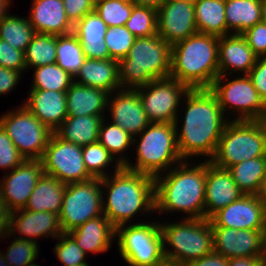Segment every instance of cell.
<instances>
[{
    "mask_svg": "<svg viewBox=\"0 0 266 266\" xmlns=\"http://www.w3.org/2000/svg\"><path fill=\"white\" fill-rule=\"evenodd\" d=\"M182 100L186 101V112L181 129H178L179 120L174 122L180 156L190 161L191 157L204 156L210 161L229 116L222 112L217 97L209 88L190 89Z\"/></svg>",
    "mask_w": 266,
    "mask_h": 266,
    "instance_id": "cell-1",
    "label": "cell"
},
{
    "mask_svg": "<svg viewBox=\"0 0 266 266\" xmlns=\"http://www.w3.org/2000/svg\"><path fill=\"white\" fill-rule=\"evenodd\" d=\"M164 175V177H163ZM206 160L192 167L188 160L154 177L155 212H183L185 219H204Z\"/></svg>",
    "mask_w": 266,
    "mask_h": 266,
    "instance_id": "cell-2",
    "label": "cell"
},
{
    "mask_svg": "<svg viewBox=\"0 0 266 266\" xmlns=\"http://www.w3.org/2000/svg\"><path fill=\"white\" fill-rule=\"evenodd\" d=\"M114 168L113 174L101 178V187H106L108 192L106 199L102 190L103 214L117 228L130 223L139 212L148 214L155 211V197L154 177L128 170L123 166Z\"/></svg>",
    "mask_w": 266,
    "mask_h": 266,
    "instance_id": "cell-3",
    "label": "cell"
},
{
    "mask_svg": "<svg viewBox=\"0 0 266 266\" xmlns=\"http://www.w3.org/2000/svg\"><path fill=\"white\" fill-rule=\"evenodd\" d=\"M219 37L197 32L171 47L170 77L190 89L210 88L219 75Z\"/></svg>",
    "mask_w": 266,
    "mask_h": 266,
    "instance_id": "cell-4",
    "label": "cell"
},
{
    "mask_svg": "<svg viewBox=\"0 0 266 266\" xmlns=\"http://www.w3.org/2000/svg\"><path fill=\"white\" fill-rule=\"evenodd\" d=\"M171 45L158 34L135 38L127 56L118 61L121 89L136 90L170 76Z\"/></svg>",
    "mask_w": 266,
    "mask_h": 266,
    "instance_id": "cell-5",
    "label": "cell"
},
{
    "mask_svg": "<svg viewBox=\"0 0 266 266\" xmlns=\"http://www.w3.org/2000/svg\"><path fill=\"white\" fill-rule=\"evenodd\" d=\"M137 137L140 141L133 138V144H137L136 162L127 161L123 166L126 169L156 177L183 161L174 123H150Z\"/></svg>",
    "mask_w": 266,
    "mask_h": 266,
    "instance_id": "cell-6",
    "label": "cell"
},
{
    "mask_svg": "<svg viewBox=\"0 0 266 266\" xmlns=\"http://www.w3.org/2000/svg\"><path fill=\"white\" fill-rule=\"evenodd\" d=\"M181 221L176 223L161 222L160 227L163 235L165 259L184 266L188 262L213 252L214 243L212 225L209 219L183 218ZM167 246L172 248L166 249Z\"/></svg>",
    "mask_w": 266,
    "mask_h": 266,
    "instance_id": "cell-7",
    "label": "cell"
},
{
    "mask_svg": "<svg viewBox=\"0 0 266 266\" xmlns=\"http://www.w3.org/2000/svg\"><path fill=\"white\" fill-rule=\"evenodd\" d=\"M266 156V120L229 121L210 160L216 167H229L251 158Z\"/></svg>",
    "mask_w": 266,
    "mask_h": 266,
    "instance_id": "cell-8",
    "label": "cell"
},
{
    "mask_svg": "<svg viewBox=\"0 0 266 266\" xmlns=\"http://www.w3.org/2000/svg\"><path fill=\"white\" fill-rule=\"evenodd\" d=\"M148 221L116 228L120 256L130 266H156L165 260L160 221Z\"/></svg>",
    "mask_w": 266,
    "mask_h": 266,
    "instance_id": "cell-9",
    "label": "cell"
},
{
    "mask_svg": "<svg viewBox=\"0 0 266 266\" xmlns=\"http://www.w3.org/2000/svg\"><path fill=\"white\" fill-rule=\"evenodd\" d=\"M227 76L218 75L209 88L217 97L222 112L226 114L227 109H235L238 117H234L233 121L266 120V103L258 94L251 78L242 75L230 81Z\"/></svg>",
    "mask_w": 266,
    "mask_h": 266,
    "instance_id": "cell-10",
    "label": "cell"
},
{
    "mask_svg": "<svg viewBox=\"0 0 266 266\" xmlns=\"http://www.w3.org/2000/svg\"><path fill=\"white\" fill-rule=\"evenodd\" d=\"M101 178L66 184L59 213L63 233L103 214Z\"/></svg>",
    "mask_w": 266,
    "mask_h": 266,
    "instance_id": "cell-11",
    "label": "cell"
},
{
    "mask_svg": "<svg viewBox=\"0 0 266 266\" xmlns=\"http://www.w3.org/2000/svg\"><path fill=\"white\" fill-rule=\"evenodd\" d=\"M0 116V125L18 151L29 160H40L53 131L24 105Z\"/></svg>",
    "mask_w": 266,
    "mask_h": 266,
    "instance_id": "cell-12",
    "label": "cell"
},
{
    "mask_svg": "<svg viewBox=\"0 0 266 266\" xmlns=\"http://www.w3.org/2000/svg\"><path fill=\"white\" fill-rule=\"evenodd\" d=\"M138 91L144 111L151 123H174L178 119L180 100L190 88L172 77L155 79Z\"/></svg>",
    "mask_w": 266,
    "mask_h": 266,
    "instance_id": "cell-13",
    "label": "cell"
},
{
    "mask_svg": "<svg viewBox=\"0 0 266 266\" xmlns=\"http://www.w3.org/2000/svg\"><path fill=\"white\" fill-rule=\"evenodd\" d=\"M45 174L65 184L86 181L93 176L87 171L82 147L60 139L54 132L41 157Z\"/></svg>",
    "mask_w": 266,
    "mask_h": 266,
    "instance_id": "cell-14",
    "label": "cell"
},
{
    "mask_svg": "<svg viewBox=\"0 0 266 266\" xmlns=\"http://www.w3.org/2000/svg\"><path fill=\"white\" fill-rule=\"evenodd\" d=\"M196 33L194 0H167L157 10V34L171 46Z\"/></svg>",
    "mask_w": 266,
    "mask_h": 266,
    "instance_id": "cell-15",
    "label": "cell"
},
{
    "mask_svg": "<svg viewBox=\"0 0 266 266\" xmlns=\"http://www.w3.org/2000/svg\"><path fill=\"white\" fill-rule=\"evenodd\" d=\"M212 227L264 230L266 212L258 195L244 194L209 218Z\"/></svg>",
    "mask_w": 266,
    "mask_h": 266,
    "instance_id": "cell-16",
    "label": "cell"
},
{
    "mask_svg": "<svg viewBox=\"0 0 266 266\" xmlns=\"http://www.w3.org/2000/svg\"><path fill=\"white\" fill-rule=\"evenodd\" d=\"M43 173L41 160L26 159L3 176V180H0V196L12 212L25 209L28 198Z\"/></svg>",
    "mask_w": 266,
    "mask_h": 266,
    "instance_id": "cell-17",
    "label": "cell"
},
{
    "mask_svg": "<svg viewBox=\"0 0 266 266\" xmlns=\"http://www.w3.org/2000/svg\"><path fill=\"white\" fill-rule=\"evenodd\" d=\"M107 107L109 108L107 111L110 110V122L120 126L133 138L151 123L144 111L137 90L119 89L117 92L109 94Z\"/></svg>",
    "mask_w": 266,
    "mask_h": 266,
    "instance_id": "cell-18",
    "label": "cell"
},
{
    "mask_svg": "<svg viewBox=\"0 0 266 266\" xmlns=\"http://www.w3.org/2000/svg\"><path fill=\"white\" fill-rule=\"evenodd\" d=\"M214 251L227 259L262 256L263 230L212 227Z\"/></svg>",
    "mask_w": 266,
    "mask_h": 266,
    "instance_id": "cell-19",
    "label": "cell"
},
{
    "mask_svg": "<svg viewBox=\"0 0 266 266\" xmlns=\"http://www.w3.org/2000/svg\"><path fill=\"white\" fill-rule=\"evenodd\" d=\"M228 169L216 167L206 161L204 219L243 196Z\"/></svg>",
    "mask_w": 266,
    "mask_h": 266,
    "instance_id": "cell-20",
    "label": "cell"
},
{
    "mask_svg": "<svg viewBox=\"0 0 266 266\" xmlns=\"http://www.w3.org/2000/svg\"><path fill=\"white\" fill-rule=\"evenodd\" d=\"M15 232H19L21 237ZM62 229L59 223V215L53 212H36L28 209H20L12 212L10 224V236L14 234L15 238L29 240L38 243V238L52 237L57 238L61 235Z\"/></svg>",
    "mask_w": 266,
    "mask_h": 266,
    "instance_id": "cell-21",
    "label": "cell"
},
{
    "mask_svg": "<svg viewBox=\"0 0 266 266\" xmlns=\"http://www.w3.org/2000/svg\"><path fill=\"white\" fill-rule=\"evenodd\" d=\"M257 58L242 34L231 33L219 37V75H232V72L248 75Z\"/></svg>",
    "mask_w": 266,
    "mask_h": 266,
    "instance_id": "cell-22",
    "label": "cell"
},
{
    "mask_svg": "<svg viewBox=\"0 0 266 266\" xmlns=\"http://www.w3.org/2000/svg\"><path fill=\"white\" fill-rule=\"evenodd\" d=\"M31 6L28 17L35 33L60 36L73 32L63 0H32Z\"/></svg>",
    "mask_w": 266,
    "mask_h": 266,
    "instance_id": "cell-23",
    "label": "cell"
},
{
    "mask_svg": "<svg viewBox=\"0 0 266 266\" xmlns=\"http://www.w3.org/2000/svg\"><path fill=\"white\" fill-rule=\"evenodd\" d=\"M23 105L51 131L67 118L66 91L30 89Z\"/></svg>",
    "mask_w": 266,
    "mask_h": 266,
    "instance_id": "cell-24",
    "label": "cell"
},
{
    "mask_svg": "<svg viewBox=\"0 0 266 266\" xmlns=\"http://www.w3.org/2000/svg\"><path fill=\"white\" fill-rule=\"evenodd\" d=\"M68 234L85 253L95 254L108 251L113 239L116 238V228L102 214L86 221Z\"/></svg>",
    "mask_w": 266,
    "mask_h": 266,
    "instance_id": "cell-25",
    "label": "cell"
},
{
    "mask_svg": "<svg viewBox=\"0 0 266 266\" xmlns=\"http://www.w3.org/2000/svg\"><path fill=\"white\" fill-rule=\"evenodd\" d=\"M107 24L100 18L95 10L87 13L74 25L73 33L77 36L83 53L88 59H110L104 36Z\"/></svg>",
    "mask_w": 266,
    "mask_h": 266,
    "instance_id": "cell-26",
    "label": "cell"
},
{
    "mask_svg": "<svg viewBox=\"0 0 266 266\" xmlns=\"http://www.w3.org/2000/svg\"><path fill=\"white\" fill-rule=\"evenodd\" d=\"M74 82L102 89L112 94L121 89L118 61L114 59L98 60L86 58L79 72L74 77Z\"/></svg>",
    "mask_w": 266,
    "mask_h": 266,
    "instance_id": "cell-27",
    "label": "cell"
},
{
    "mask_svg": "<svg viewBox=\"0 0 266 266\" xmlns=\"http://www.w3.org/2000/svg\"><path fill=\"white\" fill-rule=\"evenodd\" d=\"M109 93L73 82L66 91L67 116L104 115Z\"/></svg>",
    "mask_w": 266,
    "mask_h": 266,
    "instance_id": "cell-28",
    "label": "cell"
},
{
    "mask_svg": "<svg viewBox=\"0 0 266 266\" xmlns=\"http://www.w3.org/2000/svg\"><path fill=\"white\" fill-rule=\"evenodd\" d=\"M66 184L54 176L43 173L33 189L25 209L53 212L59 215Z\"/></svg>",
    "mask_w": 266,
    "mask_h": 266,
    "instance_id": "cell-29",
    "label": "cell"
},
{
    "mask_svg": "<svg viewBox=\"0 0 266 266\" xmlns=\"http://www.w3.org/2000/svg\"><path fill=\"white\" fill-rule=\"evenodd\" d=\"M104 115L67 116L54 133L62 140L81 147L98 142Z\"/></svg>",
    "mask_w": 266,
    "mask_h": 266,
    "instance_id": "cell-30",
    "label": "cell"
},
{
    "mask_svg": "<svg viewBox=\"0 0 266 266\" xmlns=\"http://www.w3.org/2000/svg\"><path fill=\"white\" fill-rule=\"evenodd\" d=\"M225 17L227 35L242 34L262 21L261 2L260 0H225Z\"/></svg>",
    "mask_w": 266,
    "mask_h": 266,
    "instance_id": "cell-31",
    "label": "cell"
},
{
    "mask_svg": "<svg viewBox=\"0 0 266 266\" xmlns=\"http://www.w3.org/2000/svg\"><path fill=\"white\" fill-rule=\"evenodd\" d=\"M197 32L215 35H227L225 0H194Z\"/></svg>",
    "mask_w": 266,
    "mask_h": 266,
    "instance_id": "cell-32",
    "label": "cell"
},
{
    "mask_svg": "<svg viewBox=\"0 0 266 266\" xmlns=\"http://www.w3.org/2000/svg\"><path fill=\"white\" fill-rule=\"evenodd\" d=\"M228 171L244 194L258 195L266 176V156L244 160L229 167Z\"/></svg>",
    "mask_w": 266,
    "mask_h": 266,
    "instance_id": "cell-33",
    "label": "cell"
},
{
    "mask_svg": "<svg viewBox=\"0 0 266 266\" xmlns=\"http://www.w3.org/2000/svg\"><path fill=\"white\" fill-rule=\"evenodd\" d=\"M83 48L72 32L66 35H56V64L75 77L86 60Z\"/></svg>",
    "mask_w": 266,
    "mask_h": 266,
    "instance_id": "cell-34",
    "label": "cell"
},
{
    "mask_svg": "<svg viewBox=\"0 0 266 266\" xmlns=\"http://www.w3.org/2000/svg\"><path fill=\"white\" fill-rule=\"evenodd\" d=\"M26 69L56 63V35L35 33L24 51Z\"/></svg>",
    "mask_w": 266,
    "mask_h": 266,
    "instance_id": "cell-35",
    "label": "cell"
},
{
    "mask_svg": "<svg viewBox=\"0 0 266 266\" xmlns=\"http://www.w3.org/2000/svg\"><path fill=\"white\" fill-rule=\"evenodd\" d=\"M35 31L28 17L7 14L0 23V39L14 48L25 51Z\"/></svg>",
    "mask_w": 266,
    "mask_h": 266,
    "instance_id": "cell-36",
    "label": "cell"
},
{
    "mask_svg": "<svg viewBox=\"0 0 266 266\" xmlns=\"http://www.w3.org/2000/svg\"><path fill=\"white\" fill-rule=\"evenodd\" d=\"M105 118L99 127L98 141L124 166L129 159L123 153L133 145V137L116 124H105ZM105 121V122H104ZM119 155V156H117Z\"/></svg>",
    "mask_w": 266,
    "mask_h": 266,
    "instance_id": "cell-37",
    "label": "cell"
},
{
    "mask_svg": "<svg viewBox=\"0 0 266 266\" xmlns=\"http://www.w3.org/2000/svg\"><path fill=\"white\" fill-rule=\"evenodd\" d=\"M31 89L67 91L74 77L56 63L34 68Z\"/></svg>",
    "mask_w": 266,
    "mask_h": 266,
    "instance_id": "cell-38",
    "label": "cell"
},
{
    "mask_svg": "<svg viewBox=\"0 0 266 266\" xmlns=\"http://www.w3.org/2000/svg\"><path fill=\"white\" fill-rule=\"evenodd\" d=\"M82 157L87 171L97 178L107 177L109 174L104 169L115 161L114 165L122 166L99 141L83 146Z\"/></svg>",
    "mask_w": 266,
    "mask_h": 266,
    "instance_id": "cell-39",
    "label": "cell"
},
{
    "mask_svg": "<svg viewBox=\"0 0 266 266\" xmlns=\"http://www.w3.org/2000/svg\"><path fill=\"white\" fill-rule=\"evenodd\" d=\"M124 26L136 38L153 36L157 34V10L135 5Z\"/></svg>",
    "mask_w": 266,
    "mask_h": 266,
    "instance_id": "cell-40",
    "label": "cell"
},
{
    "mask_svg": "<svg viewBox=\"0 0 266 266\" xmlns=\"http://www.w3.org/2000/svg\"><path fill=\"white\" fill-rule=\"evenodd\" d=\"M134 6L122 0H103L94 5V10L108 27H114L125 25Z\"/></svg>",
    "mask_w": 266,
    "mask_h": 266,
    "instance_id": "cell-41",
    "label": "cell"
},
{
    "mask_svg": "<svg viewBox=\"0 0 266 266\" xmlns=\"http://www.w3.org/2000/svg\"><path fill=\"white\" fill-rule=\"evenodd\" d=\"M135 36L125 26L108 27L104 36L110 59L119 61L127 56Z\"/></svg>",
    "mask_w": 266,
    "mask_h": 266,
    "instance_id": "cell-42",
    "label": "cell"
},
{
    "mask_svg": "<svg viewBox=\"0 0 266 266\" xmlns=\"http://www.w3.org/2000/svg\"><path fill=\"white\" fill-rule=\"evenodd\" d=\"M38 243L29 240L12 239L9 247H7L4 258L10 266H33L39 255Z\"/></svg>",
    "mask_w": 266,
    "mask_h": 266,
    "instance_id": "cell-43",
    "label": "cell"
},
{
    "mask_svg": "<svg viewBox=\"0 0 266 266\" xmlns=\"http://www.w3.org/2000/svg\"><path fill=\"white\" fill-rule=\"evenodd\" d=\"M58 243L53 248L54 255L64 266L87 263L86 253L78 246L76 241L68 234L62 233L57 237Z\"/></svg>",
    "mask_w": 266,
    "mask_h": 266,
    "instance_id": "cell-44",
    "label": "cell"
},
{
    "mask_svg": "<svg viewBox=\"0 0 266 266\" xmlns=\"http://www.w3.org/2000/svg\"><path fill=\"white\" fill-rule=\"evenodd\" d=\"M26 159L12 143L0 125V168L10 171L22 164Z\"/></svg>",
    "mask_w": 266,
    "mask_h": 266,
    "instance_id": "cell-45",
    "label": "cell"
},
{
    "mask_svg": "<svg viewBox=\"0 0 266 266\" xmlns=\"http://www.w3.org/2000/svg\"><path fill=\"white\" fill-rule=\"evenodd\" d=\"M0 67L23 73L26 71L24 51L0 39Z\"/></svg>",
    "mask_w": 266,
    "mask_h": 266,
    "instance_id": "cell-46",
    "label": "cell"
},
{
    "mask_svg": "<svg viewBox=\"0 0 266 266\" xmlns=\"http://www.w3.org/2000/svg\"><path fill=\"white\" fill-rule=\"evenodd\" d=\"M242 35L257 57L266 56V23L261 21Z\"/></svg>",
    "mask_w": 266,
    "mask_h": 266,
    "instance_id": "cell-47",
    "label": "cell"
},
{
    "mask_svg": "<svg viewBox=\"0 0 266 266\" xmlns=\"http://www.w3.org/2000/svg\"><path fill=\"white\" fill-rule=\"evenodd\" d=\"M63 4L67 18L73 25L94 10V4L90 0H63Z\"/></svg>",
    "mask_w": 266,
    "mask_h": 266,
    "instance_id": "cell-48",
    "label": "cell"
},
{
    "mask_svg": "<svg viewBox=\"0 0 266 266\" xmlns=\"http://www.w3.org/2000/svg\"><path fill=\"white\" fill-rule=\"evenodd\" d=\"M248 76L251 78L258 94L266 103V56L258 57Z\"/></svg>",
    "mask_w": 266,
    "mask_h": 266,
    "instance_id": "cell-49",
    "label": "cell"
},
{
    "mask_svg": "<svg viewBox=\"0 0 266 266\" xmlns=\"http://www.w3.org/2000/svg\"><path fill=\"white\" fill-rule=\"evenodd\" d=\"M22 73L20 71H14L5 67H0V96L6 95L12 89H16Z\"/></svg>",
    "mask_w": 266,
    "mask_h": 266,
    "instance_id": "cell-50",
    "label": "cell"
},
{
    "mask_svg": "<svg viewBox=\"0 0 266 266\" xmlns=\"http://www.w3.org/2000/svg\"><path fill=\"white\" fill-rule=\"evenodd\" d=\"M229 259L213 251L200 259L186 263L184 266H228Z\"/></svg>",
    "mask_w": 266,
    "mask_h": 266,
    "instance_id": "cell-51",
    "label": "cell"
},
{
    "mask_svg": "<svg viewBox=\"0 0 266 266\" xmlns=\"http://www.w3.org/2000/svg\"><path fill=\"white\" fill-rule=\"evenodd\" d=\"M11 215L12 211L0 196V237H3V239L10 236Z\"/></svg>",
    "mask_w": 266,
    "mask_h": 266,
    "instance_id": "cell-52",
    "label": "cell"
},
{
    "mask_svg": "<svg viewBox=\"0 0 266 266\" xmlns=\"http://www.w3.org/2000/svg\"><path fill=\"white\" fill-rule=\"evenodd\" d=\"M228 266H264V264L261 256H249L231 258Z\"/></svg>",
    "mask_w": 266,
    "mask_h": 266,
    "instance_id": "cell-53",
    "label": "cell"
},
{
    "mask_svg": "<svg viewBox=\"0 0 266 266\" xmlns=\"http://www.w3.org/2000/svg\"><path fill=\"white\" fill-rule=\"evenodd\" d=\"M167 0H134L136 6L152 7L158 10Z\"/></svg>",
    "mask_w": 266,
    "mask_h": 266,
    "instance_id": "cell-54",
    "label": "cell"
},
{
    "mask_svg": "<svg viewBox=\"0 0 266 266\" xmlns=\"http://www.w3.org/2000/svg\"><path fill=\"white\" fill-rule=\"evenodd\" d=\"M11 2L12 0H0V23L8 14V7L10 6Z\"/></svg>",
    "mask_w": 266,
    "mask_h": 266,
    "instance_id": "cell-55",
    "label": "cell"
},
{
    "mask_svg": "<svg viewBox=\"0 0 266 266\" xmlns=\"http://www.w3.org/2000/svg\"><path fill=\"white\" fill-rule=\"evenodd\" d=\"M258 196H259V199H260L261 203L263 204L265 212H266V176L263 180V183H262V186H261V189H260Z\"/></svg>",
    "mask_w": 266,
    "mask_h": 266,
    "instance_id": "cell-56",
    "label": "cell"
},
{
    "mask_svg": "<svg viewBox=\"0 0 266 266\" xmlns=\"http://www.w3.org/2000/svg\"><path fill=\"white\" fill-rule=\"evenodd\" d=\"M262 261L263 264L266 265V225L263 230V242H262Z\"/></svg>",
    "mask_w": 266,
    "mask_h": 266,
    "instance_id": "cell-57",
    "label": "cell"
},
{
    "mask_svg": "<svg viewBox=\"0 0 266 266\" xmlns=\"http://www.w3.org/2000/svg\"><path fill=\"white\" fill-rule=\"evenodd\" d=\"M260 2H261L262 22L266 23V0H260Z\"/></svg>",
    "mask_w": 266,
    "mask_h": 266,
    "instance_id": "cell-58",
    "label": "cell"
},
{
    "mask_svg": "<svg viewBox=\"0 0 266 266\" xmlns=\"http://www.w3.org/2000/svg\"><path fill=\"white\" fill-rule=\"evenodd\" d=\"M156 266H183V265H180L177 262L169 261L165 259L163 262L159 263Z\"/></svg>",
    "mask_w": 266,
    "mask_h": 266,
    "instance_id": "cell-59",
    "label": "cell"
},
{
    "mask_svg": "<svg viewBox=\"0 0 266 266\" xmlns=\"http://www.w3.org/2000/svg\"><path fill=\"white\" fill-rule=\"evenodd\" d=\"M0 266H10L5 258H4V255H3V252H0Z\"/></svg>",
    "mask_w": 266,
    "mask_h": 266,
    "instance_id": "cell-60",
    "label": "cell"
},
{
    "mask_svg": "<svg viewBox=\"0 0 266 266\" xmlns=\"http://www.w3.org/2000/svg\"><path fill=\"white\" fill-rule=\"evenodd\" d=\"M74 266H89V264L88 263H82V264H76Z\"/></svg>",
    "mask_w": 266,
    "mask_h": 266,
    "instance_id": "cell-61",
    "label": "cell"
},
{
    "mask_svg": "<svg viewBox=\"0 0 266 266\" xmlns=\"http://www.w3.org/2000/svg\"><path fill=\"white\" fill-rule=\"evenodd\" d=\"M94 5L100 1H103V0H90Z\"/></svg>",
    "mask_w": 266,
    "mask_h": 266,
    "instance_id": "cell-62",
    "label": "cell"
},
{
    "mask_svg": "<svg viewBox=\"0 0 266 266\" xmlns=\"http://www.w3.org/2000/svg\"><path fill=\"white\" fill-rule=\"evenodd\" d=\"M122 1H125V2H128V3H134V0H122Z\"/></svg>",
    "mask_w": 266,
    "mask_h": 266,
    "instance_id": "cell-63",
    "label": "cell"
}]
</instances>
